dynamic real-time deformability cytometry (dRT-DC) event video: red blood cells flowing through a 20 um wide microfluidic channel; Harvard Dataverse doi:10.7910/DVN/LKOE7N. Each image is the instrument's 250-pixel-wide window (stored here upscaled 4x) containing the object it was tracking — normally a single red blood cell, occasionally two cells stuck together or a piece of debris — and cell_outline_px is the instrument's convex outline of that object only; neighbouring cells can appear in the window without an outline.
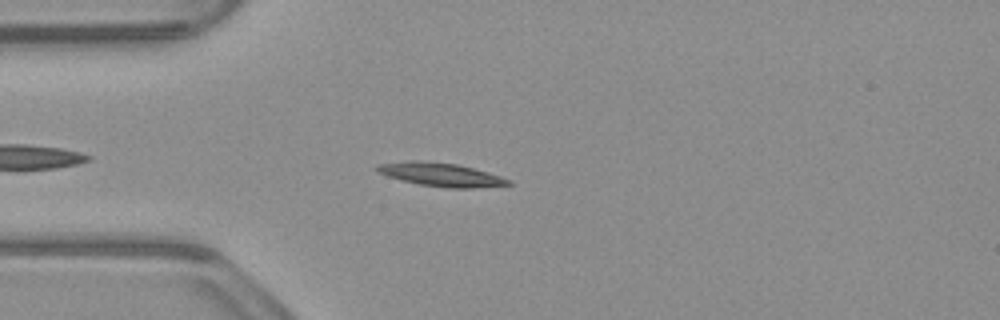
{"species": "common noctule bat (a hibernating species)", "species_latin": "Nyctalus noctula", "temperature_condition": "warm", "stored_images_in_passage": 45, "camera_frame_rate_fps": 3000, "um_per_image_px": 0.085, "animal": {"sex": "male", "body_mass_g": 23.1, "forearm_length_mm": 52.7}, "frame": {"image": 1, "passage_image": 6, "time_ms": 1.667, "image_size_px": [1000, 320], "cell_outline_px": [[512, 184], [472, 188], [448, 188], [420, 184], [388, 176], [376, 172], [372, 168], [376, 164], [412, 160], [416, 160], [456, 164], [488, 172], [512, 180]], "centroid_in_image_um": [37.43, 14.83], "position_along_channel_um": 47.6, "area_um2": 17.86}}
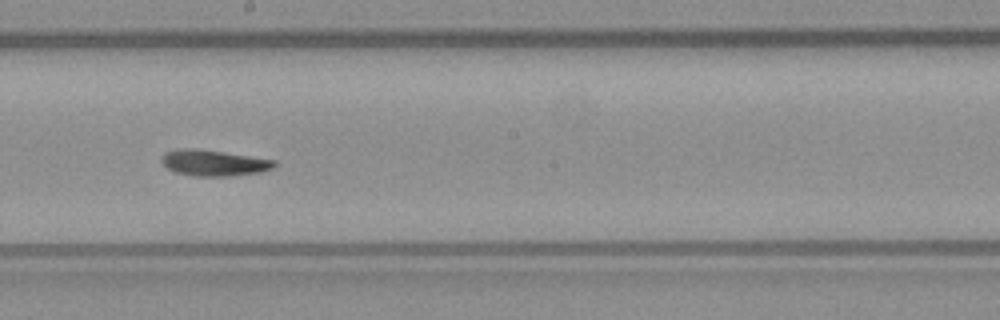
{"frame": {"image": 2, "passage_image": 21, "time_ms": 6.667, "image_size_px": [1000, 320], "cell_outline_px": [[276, 164], [272, 168], [260, 172], [232, 176], [196, 176], [176, 172], [168, 168], [160, 160], [164, 152], [176, 148], [196, 148], [224, 152], [276, 160]], "centroid_in_image_um": [18.15, 13.83], "position_along_channel_um": 230.1, "area_um2": 17.11}}
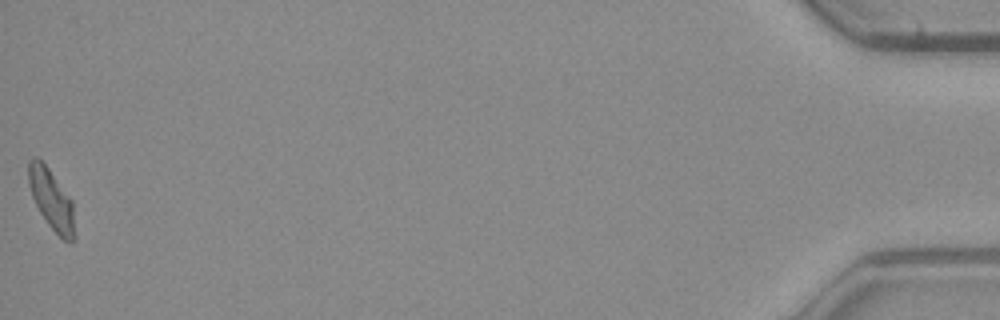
{"frame": {"image": 3, "passage_image": 45, "time_ms": 14.667, "image_size_px": [1000, 320], "cell_outline_px": [[76, 236], [72, 244], [68, 244], [48, 224], [40, 212], [32, 196], [28, 184], [28, 160], [32, 156], [36, 156], [48, 168], [72, 200]], "centroid_in_image_um": [4.39, 16.98], "position_along_channel_um": 430.8, "area_um2": 16.36}, "authors_computed_cell_mechanics": {"area_um2": 16.5308, "velocity_mm_per_s": 3.877, "shape_relaxation_time_tau1_ms": 4.5653, "shape_relaxation_time_tau2_ms": 3.2932, "deformation_change_tau1": 0.1835, "deformation_change_tau2": 0.1037}}